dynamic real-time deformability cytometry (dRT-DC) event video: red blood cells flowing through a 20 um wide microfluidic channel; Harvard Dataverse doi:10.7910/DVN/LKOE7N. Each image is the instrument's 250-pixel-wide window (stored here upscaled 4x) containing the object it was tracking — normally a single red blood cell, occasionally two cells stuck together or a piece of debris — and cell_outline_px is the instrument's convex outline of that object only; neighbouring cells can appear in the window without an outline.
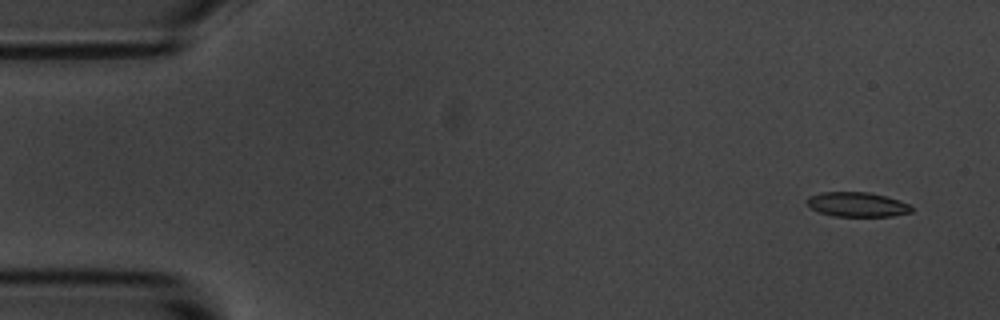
{"species": "common noctule bat (a hibernating species)", "species_latin": "Nyctalus noctula", "temperature_condition": "room temperature", "stored_images_in_passage": 53, "camera_frame_rate_fps": 3000, "um_per_image_px": 0.085, "animal": {"sex": "male", "body_mass_g": 20.1, "forearm_length_mm": 53.5}, "frame": {"image": 1, "passage_image": 1, "time_ms": 0.0, "image_size_px": [1000, 320], "cell_outline_px": [[912, 212], [892, 216], [832, 216], [820, 212], [812, 208], [804, 200], [808, 196], [820, 192], [868, 192], [900, 200], [908, 204], [912, 208]], "centroid_in_image_um": [72.83, 17.37], "position_along_channel_um": 12.2, "area_um2": 14.97}}
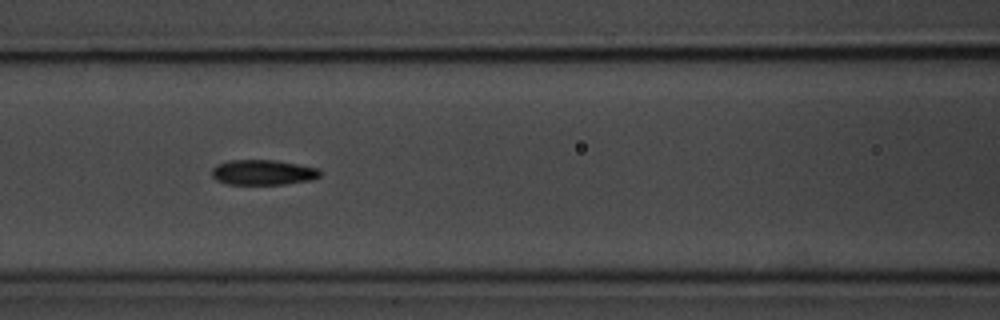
{"frame": {"image": 2, "passage_image": 21, "time_ms": 6.667, "image_size_px": [1000, 320], "cell_outline_px": [[320, 176], [312, 180], [284, 184], [224, 184], [216, 180], [212, 176], [212, 168], [216, 164], [228, 160], [272, 160], [320, 168]], "centroid_in_image_um": [22.33, 14.65], "position_along_channel_um": 144.3, "area_um2": 15.95}}
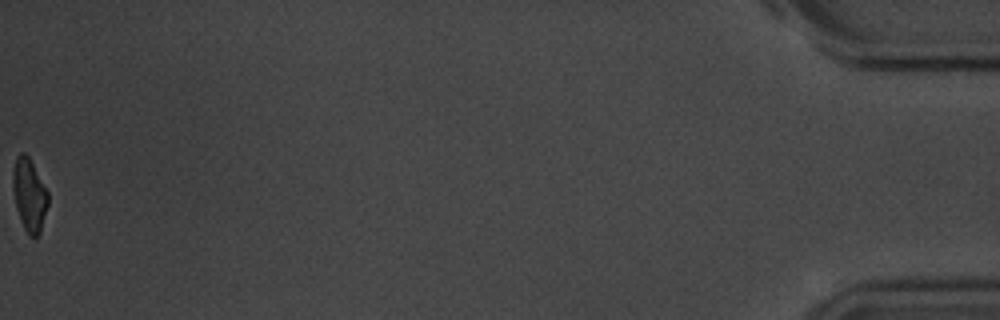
{"frame": {"image": 3, "passage_image": 53, "time_ms": 17.333, "image_size_px": [1000, 320], "cell_outline_px": [[48, 204], [40, 232], [36, 236], [28, 236], [20, 220], [16, 208], [12, 188], [12, 172], [16, 156], [20, 152], [24, 152], [28, 156], [48, 192]], "centroid_in_image_um": [2.47, 16.56], "position_along_channel_um": 432.7, "area_um2": 14.91}, "authors_computed_cell_mechanics": {"area_um2": 15.895, "velocity_mm_per_s": 3.663, "shape_relaxation_time_tau1_ms": 2.7759, "shape_relaxation_time_tau2_ms": 2.9924, "deformation_change_tau1": 0.1108, "deformation_change_tau2": 0.0987}}